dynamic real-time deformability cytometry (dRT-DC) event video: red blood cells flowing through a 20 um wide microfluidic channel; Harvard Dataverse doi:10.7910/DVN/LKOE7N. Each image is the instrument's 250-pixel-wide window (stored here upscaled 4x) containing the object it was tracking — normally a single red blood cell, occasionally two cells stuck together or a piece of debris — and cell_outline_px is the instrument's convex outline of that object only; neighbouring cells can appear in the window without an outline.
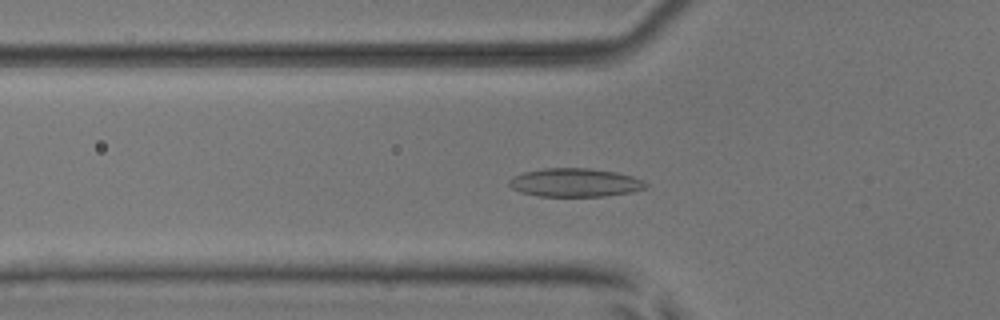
{"species": "common noctule bat (a hibernating species)", "species_latin": "Nyctalus noctula", "temperature_condition": "room temperature", "stored_images_in_passage": 53, "camera_frame_rate_fps": 3000, "um_per_image_px": 0.085, "animal": {"sex": "male", "body_mass_g": 17.9, "forearm_length_mm": 54.2}, "frame": {"image": 1, "passage_image": 19, "time_ms": 6.0, "image_size_px": [1000, 320], "cell_outline_px": [[648, 188], [632, 192], [604, 196], [536, 196], [520, 192], [512, 188], [508, 184], [508, 180], [512, 176], [524, 172], [544, 168], [588, 168], [616, 172], [632, 176], [644, 180], [648, 184]], "centroid_in_image_um": [48.88, 15.52], "position_along_channel_um": 76.9, "area_um2": 22.89}}
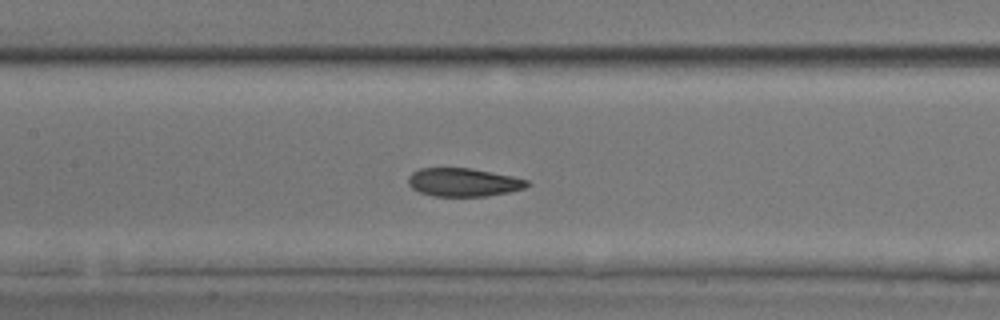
{"frame": {"image": 2, "passage_image": 26, "time_ms": 8.333, "image_size_px": [1000, 320], "cell_outline_px": [[528, 184], [524, 188], [508, 192], [484, 196], [432, 196], [420, 192], [412, 188], [408, 184], [408, 176], [412, 172], [420, 168], [472, 168], [512, 176], [528, 180]], "centroid_in_image_um": [39.35, 15.49], "position_along_channel_um": 168.1, "area_um2": 19.54}}
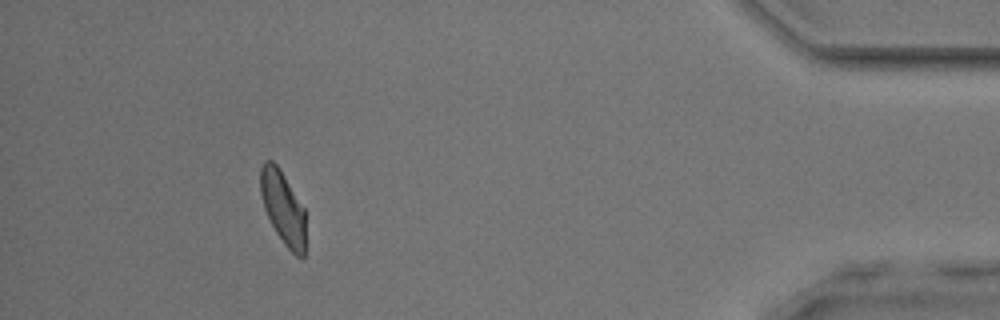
{"frame": {"image": 3, "passage_image": 49, "time_ms": 16.0, "image_size_px": [1000, 320], "cell_outline_px": [[304, 256], [296, 256], [284, 244], [276, 232], [264, 208], [260, 192], [260, 168], [264, 160], [272, 160], [276, 164], [284, 176], [304, 208]], "centroid_in_image_um": [24.02, 17.62], "position_along_channel_um": 411.2, "area_um2": 18.84}, "authors_computed_cell_mechanics": {"area_um2": 20.4034, "velocity_mm_per_s": 3.898, "shape_relaxation_time_tau1_ms": 3.9174, "shape_relaxation_time_tau2_ms": 2.144, "deformation_change_tau1": 0.1048, "deformation_change_tau2": 0.067}}